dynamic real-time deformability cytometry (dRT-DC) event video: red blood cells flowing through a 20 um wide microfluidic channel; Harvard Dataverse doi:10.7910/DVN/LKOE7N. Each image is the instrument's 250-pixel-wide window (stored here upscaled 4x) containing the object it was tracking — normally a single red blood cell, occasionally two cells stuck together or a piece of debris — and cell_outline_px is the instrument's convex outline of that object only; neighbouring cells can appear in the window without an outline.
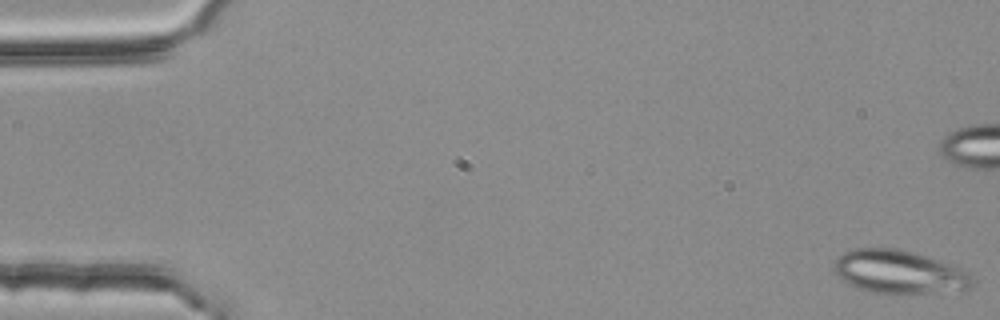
{"species": "common noctule bat (a hibernating species)", "species_latin": "Nyctalus noctula", "temperature_condition": "room temperature", "stored_images_in_passage": 6, "camera_frame_rate_fps": 3000, "um_per_image_px": 0.085, "animal": {"sex": "female", "body_mass_g": 25.1}, "frame": {"image": 1, "passage_image": 1, "time_ms": 0.0, "image_size_px": [1000, 320], "cell_outline_px": [[972, 284], [964, 288], [932, 292], [872, 292], [860, 288], [840, 280], [832, 272], [832, 268], [836, 260], [844, 252], [856, 248], [900, 248], [928, 256], [964, 268], [972, 276]], "centroid_in_image_um": [76.37, 23.07], "position_along_channel_um": 8.6, "area_um2": 34.51}}